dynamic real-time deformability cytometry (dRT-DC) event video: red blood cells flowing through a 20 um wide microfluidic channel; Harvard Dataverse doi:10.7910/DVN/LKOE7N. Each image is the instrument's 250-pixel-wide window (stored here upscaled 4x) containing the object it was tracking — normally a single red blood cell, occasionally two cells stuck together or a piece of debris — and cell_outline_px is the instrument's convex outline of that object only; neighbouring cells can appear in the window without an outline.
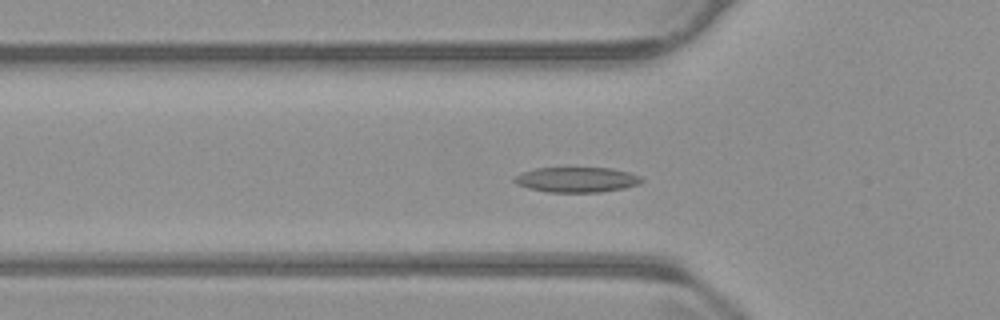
{"species": "common noctule bat (a hibernating species)", "species_latin": "Nyctalus noctula", "temperature_condition": "warm", "stored_images_in_passage": 57, "camera_frame_rate_fps": 3000, "um_per_image_px": 0.085, "animal": {"sex": "male", "body_mass_g": 23.1, "forearm_length_mm": 52.7}, "frame": {"image": 1, "passage_image": 19, "time_ms": 6.0, "image_size_px": [1000, 320], "cell_outline_px": [[644, 180], [640, 184], [624, 188], [600, 192], [548, 192], [528, 188], [516, 184], [512, 180], [516, 176], [524, 172], [536, 168], [612, 168], [628, 172], [640, 176]], "centroid_in_image_um": [49.04, 15.27], "position_along_channel_um": 76.8, "area_um2": 18.61}}
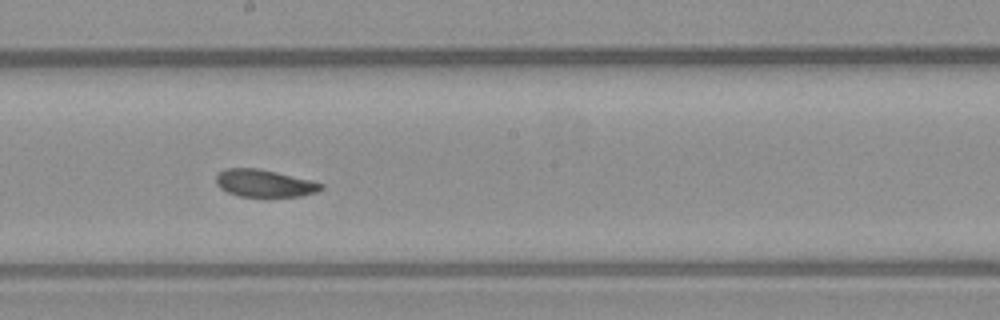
{"frame": {"image": 2, "passage_image": 31, "time_ms": 10.0, "image_size_px": [1000, 320], "cell_outline_px": [[324, 188], [316, 192], [300, 196], [268, 200], [240, 196], [228, 192], [220, 188], [216, 184], [216, 176], [224, 168], [256, 168], [276, 172], [324, 184]], "centroid_in_image_um": [22.47, 15.63], "position_along_channel_um": 225.7, "area_um2": 17.34}}
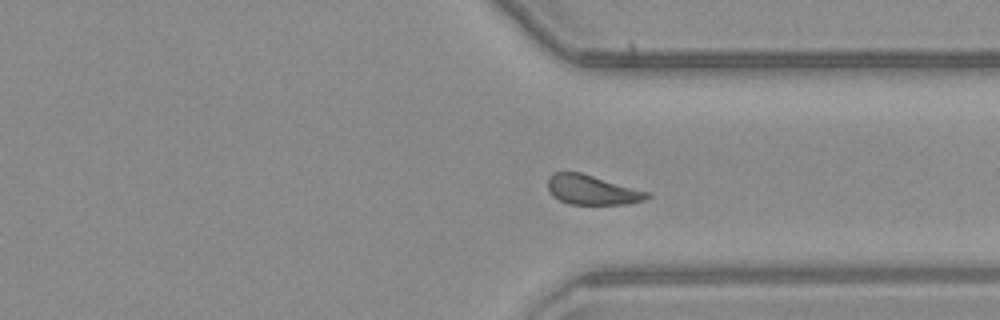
{"frame": {"image": 3, "passage_image": 42, "time_ms": 13.667, "image_size_px": [1000, 320], "cell_outline_px": [[652, 196], [644, 200], [624, 204], [568, 204], [552, 196], [548, 188], [548, 176], [552, 172], [580, 172], [652, 192]], "centroid_in_image_um": [50.35, 16.13], "position_along_channel_um": 361.1, "area_um2": 17.34}}